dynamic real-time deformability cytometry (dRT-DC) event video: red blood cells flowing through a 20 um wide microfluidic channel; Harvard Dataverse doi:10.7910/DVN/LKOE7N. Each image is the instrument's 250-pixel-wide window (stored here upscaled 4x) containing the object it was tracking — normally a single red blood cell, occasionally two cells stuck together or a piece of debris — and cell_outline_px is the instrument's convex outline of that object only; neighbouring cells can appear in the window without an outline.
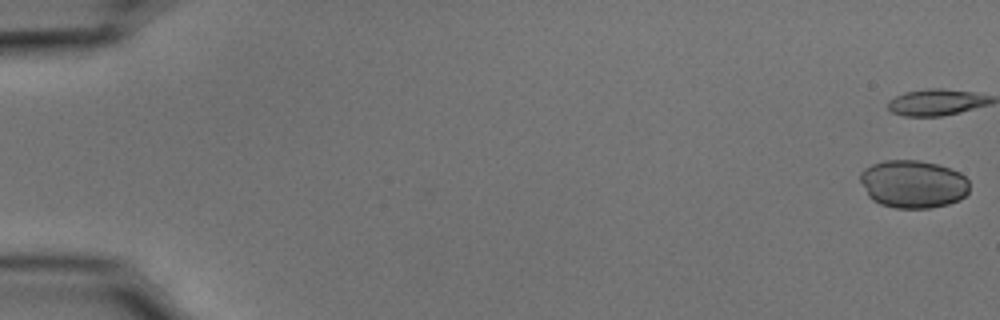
{"species": "common noctule bat (a hibernating species)", "species_latin": "Nyctalus noctula", "temperature_condition": "cold", "stored_images_in_passage": 28, "camera_frame_rate_fps": 3000, "um_per_image_px": 0.085, "animal": {"sex": "male", "body_mass_g": 15.6}, "frame": {"image": 1, "passage_image": 1, "time_ms": 0.0, "image_size_px": [1000, 320], "cell_outline_px": [[968, 192], [960, 200], [948, 204], [928, 208], [896, 208], [880, 204], [872, 200], [868, 196], [860, 180], [860, 172], [864, 168], [872, 164], [884, 160], [920, 160], [936, 164], [960, 172], [968, 180]], "centroid_in_image_um": [77.59, 15.64], "position_along_channel_um": 7.4, "area_um2": 30.58}}